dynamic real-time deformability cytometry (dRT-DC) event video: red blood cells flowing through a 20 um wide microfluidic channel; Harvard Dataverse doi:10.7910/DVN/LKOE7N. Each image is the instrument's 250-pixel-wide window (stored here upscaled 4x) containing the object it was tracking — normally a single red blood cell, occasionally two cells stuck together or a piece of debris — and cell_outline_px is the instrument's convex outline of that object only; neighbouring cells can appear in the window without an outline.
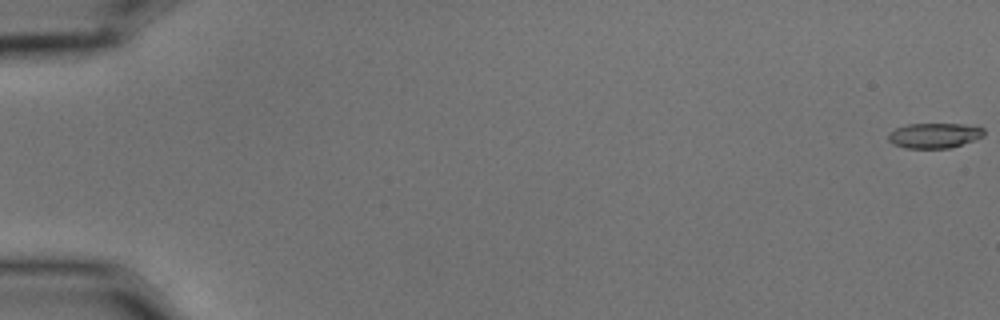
{"species": "common noctule bat (a hibernating species)", "species_latin": "Nyctalus noctula", "temperature_condition": "cold", "stored_images_in_passage": 5, "camera_frame_rate_fps": 3000, "um_per_image_px": 0.085, "animal": {"sex": "male", "body_mass_g": 15.6}, "frame": {"image": 1, "passage_image": 1, "time_ms": 0.0, "image_size_px": [1000, 320], "cell_outline_px": [[984, 136], [948, 148], [904, 148], [892, 144], [888, 140], [888, 132], [896, 128], [908, 124], [976, 124], [984, 128]], "centroid_in_image_um": [79.41, 11.5], "position_along_channel_um": 5.6, "area_um2": 14.1}}